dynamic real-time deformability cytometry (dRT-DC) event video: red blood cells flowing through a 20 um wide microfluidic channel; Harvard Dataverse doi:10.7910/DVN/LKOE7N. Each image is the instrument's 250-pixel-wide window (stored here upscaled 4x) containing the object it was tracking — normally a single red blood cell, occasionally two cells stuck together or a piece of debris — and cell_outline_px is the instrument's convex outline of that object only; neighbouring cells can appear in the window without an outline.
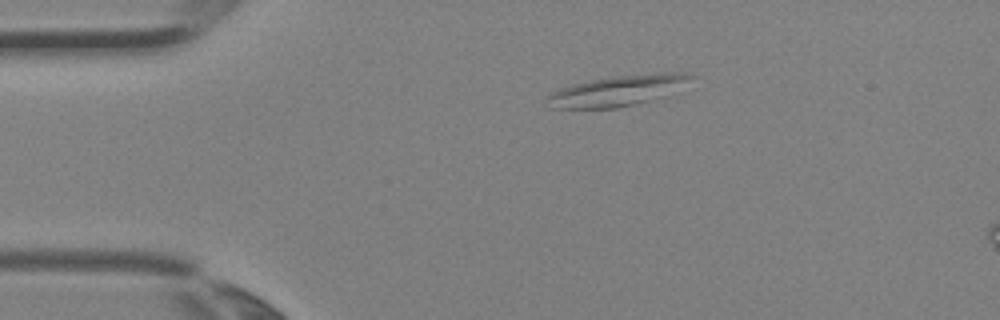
{"species": "Egyptian fruit bat (a non-hibernating species)", "species_latin": "Rousettus aegyptiacus", "temperature_condition": "room temperature", "stored_images_in_passage": 4, "camera_frame_rate_fps": 3000, "um_per_image_px": 0.085, "animal": {"sex": "female"}, "frame": {"image": 1, "passage_image": 4, "time_ms": 1.0, "image_size_px": [1000, 320], "cell_outline_px": [[696, 76], [660, 96], [636, 104], [616, 108], [552, 108], [548, 96], [552, 92], [560, 88], [572, 84], [612, 76], [672, 72], [692, 72]], "centroid_in_image_um": [52.47, 7.69], "position_along_channel_um": 32.5, "area_um2": 24.8}}